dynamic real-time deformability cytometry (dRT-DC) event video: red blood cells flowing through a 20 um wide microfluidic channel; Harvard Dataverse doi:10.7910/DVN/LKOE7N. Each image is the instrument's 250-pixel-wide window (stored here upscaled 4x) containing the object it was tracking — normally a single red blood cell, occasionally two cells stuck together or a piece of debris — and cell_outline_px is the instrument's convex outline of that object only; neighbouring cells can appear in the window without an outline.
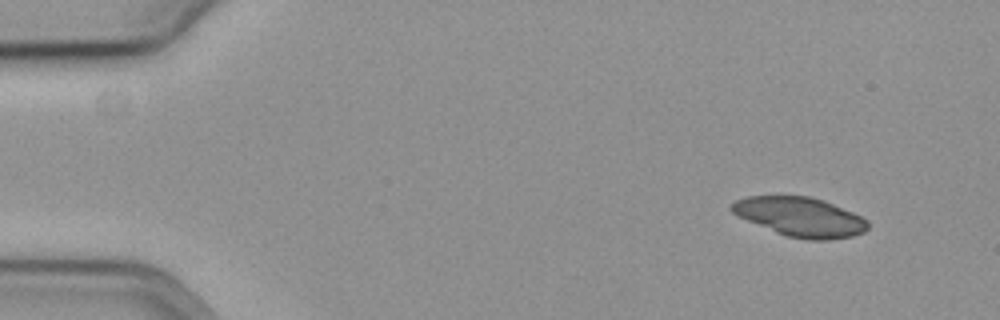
{"species": "common noctule bat (a hibernating species)", "species_latin": "Nyctalus noctula", "temperature_condition": "cold", "stored_images_in_passage": 55, "segment_of_instrument_passage": [1, 2], "camera_frame_rate_fps": 3000, "um_per_image_px": 0.085, "animal": {"sex": "female", "body_mass_g": 19.3, "forearm_length_mm": 54.1}, "frame": {"image": 1, "passage_image": 1, "time_ms": 0.0, "image_size_px": [1000, 320], "cell_outline_px": [[868, 228], [864, 232], [852, 236], [828, 240], [808, 240], [788, 236], [776, 232], [748, 220], [732, 212], [732, 204], [736, 200], [748, 196], [808, 196], [824, 200], [852, 212], [868, 220]], "centroid_in_image_um": [68.06, 18.44], "position_along_channel_um": 16.9, "area_um2": 30.75}}